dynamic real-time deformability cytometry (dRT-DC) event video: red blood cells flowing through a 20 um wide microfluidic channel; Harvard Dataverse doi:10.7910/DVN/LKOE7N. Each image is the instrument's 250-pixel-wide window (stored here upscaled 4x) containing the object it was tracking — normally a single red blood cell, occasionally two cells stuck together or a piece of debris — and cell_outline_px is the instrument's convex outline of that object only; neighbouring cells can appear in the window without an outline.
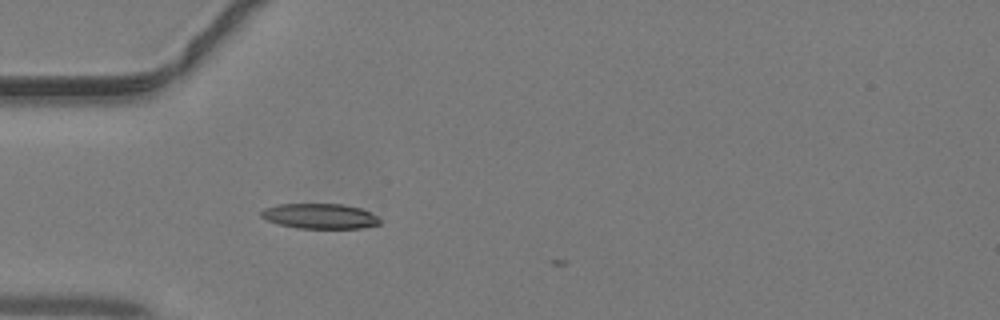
{"species": "common noctule bat (a hibernating species)", "species_latin": "Nyctalus noctula", "temperature_condition": "warm", "stored_images_in_passage": 5, "camera_frame_rate_fps": 3000, "um_per_image_px": 0.085, "animal": {"sex": "male", "body_mass_g": 19.2, "forearm_length_mm": 51.8}, "frame": {"image": 1, "passage_image": 2, "time_ms": 0.333, "image_size_px": [1000, 320], "cell_outline_px": [[380, 224], [360, 228], [296, 228], [280, 224], [268, 220], [260, 216], [260, 212], [264, 208], [276, 204], [344, 204], [360, 208], [376, 216], [380, 220]], "centroid_in_image_um": [27.16, 18.36], "position_along_channel_um": 57.8, "area_um2": 17.28}}